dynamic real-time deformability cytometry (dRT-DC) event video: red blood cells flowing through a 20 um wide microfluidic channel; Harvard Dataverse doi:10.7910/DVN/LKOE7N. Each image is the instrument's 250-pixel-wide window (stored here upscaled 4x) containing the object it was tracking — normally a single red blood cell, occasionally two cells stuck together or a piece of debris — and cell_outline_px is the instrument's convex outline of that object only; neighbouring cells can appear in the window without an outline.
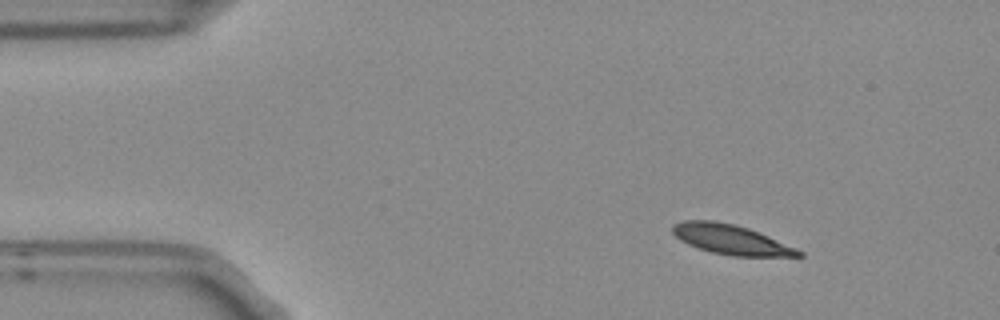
{"species": "Egyptian fruit bat (a non-hibernating species)", "species_latin": "Rousettus aegyptiacus", "temperature_condition": "room temperature", "stored_images_in_passage": 4, "camera_frame_rate_fps": 3000, "um_per_image_px": 0.085, "frame": {"image": 1, "passage_image": 1, "time_ms": 0.0, "image_size_px": [1000, 320], "cell_outline_px": [[804, 256], [732, 256], [712, 252], [688, 244], [680, 240], [672, 232], [672, 224], [684, 220], [716, 220], [736, 224], [760, 232], [796, 248], [804, 252]], "centroid_in_image_um": [62.13, 20.34], "position_along_channel_um": 22.9, "area_um2": 21.91}}